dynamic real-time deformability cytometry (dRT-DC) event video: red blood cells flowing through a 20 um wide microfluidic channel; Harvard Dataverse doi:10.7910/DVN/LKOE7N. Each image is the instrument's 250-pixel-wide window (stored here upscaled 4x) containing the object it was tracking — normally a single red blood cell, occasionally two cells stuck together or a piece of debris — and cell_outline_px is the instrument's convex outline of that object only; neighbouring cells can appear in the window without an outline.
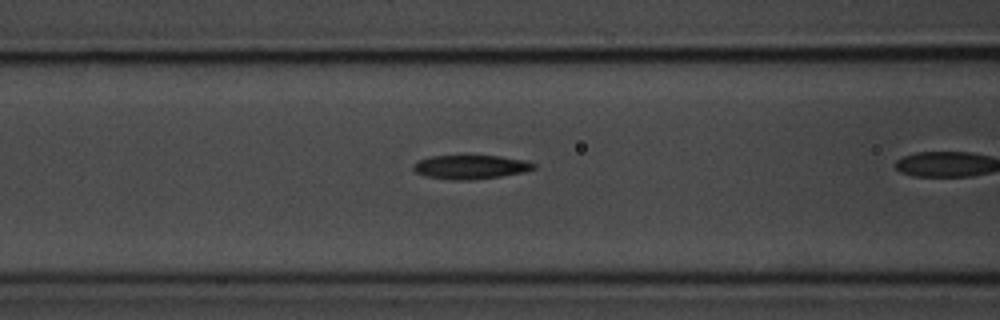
{"species": "common noctule bat (a hibernating species)", "species_latin": "Nyctalus noctula", "temperature_condition": "room temperature", "stored_images_in_passage": 5, "camera_frame_rate_fps": 3000, "um_per_image_px": 0.085, "animal": {"sex": "male", "body_mass_g": 20.1, "forearm_length_mm": 53.5}, "frame": {"image": 1, "passage_image": 3, "time_ms": 0.667, "image_size_px": [1000, 320], "cell_outline_px": [[536, 168], [524, 172], [500, 176], [472, 180], [452, 180], [428, 176], [416, 172], [412, 168], [412, 164], [416, 160], [432, 156], [500, 156], [524, 160], [536, 164]], "centroid_in_image_um": [39.99, 14.19], "position_along_channel_um": 126.6, "area_um2": 16.76}}